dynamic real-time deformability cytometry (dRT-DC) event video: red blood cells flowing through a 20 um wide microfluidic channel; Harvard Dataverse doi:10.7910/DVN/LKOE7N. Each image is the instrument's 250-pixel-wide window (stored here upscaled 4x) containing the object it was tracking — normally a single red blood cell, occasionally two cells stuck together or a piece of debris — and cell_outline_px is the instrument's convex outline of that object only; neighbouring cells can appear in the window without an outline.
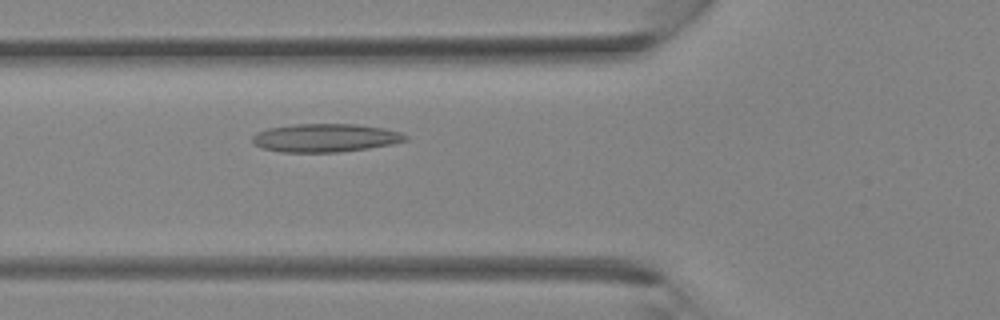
{"species": "Egyptian fruit bat (a non-hibernating species)", "species_latin": "Rousettus aegyptiacus", "temperature_condition": "room temperature", "stored_images_in_passage": 35, "camera_frame_rate_fps": 3000, "um_per_image_px": 0.085, "animal": {"sex": "female"}, "frame": {"image": 1, "passage_image": 12, "time_ms": 3.667, "image_size_px": [1000, 320], "cell_outline_px": [[408, 140], [392, 144], [368, 148], [340, 152], [280, 152], [260, 148], [252, 144], [252, 136], [256, 132], [268, 128], [296, 124], [356, 124], [384, 128], [400, 132], [408, 136]], "centroid_in_image_um": [27.62, 11.72], "position_along_channel_um": 98.2, "area_um2": 25.43}}
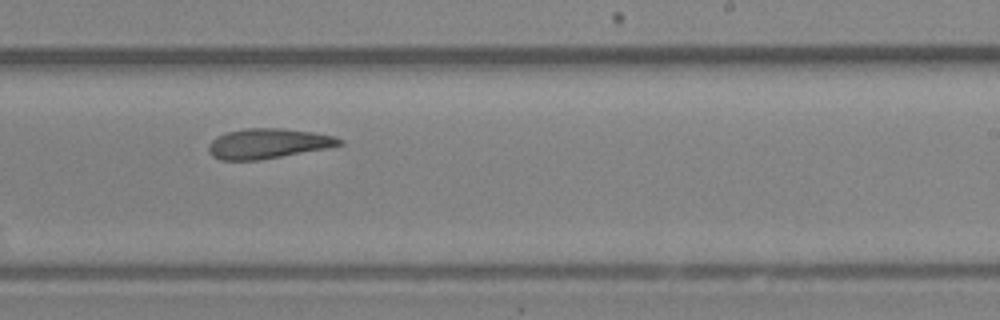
{"frame": {"image": 2, "passage_image": 21, "time_ms": 6.667, "image_size_px": [1000, 320], "cell_outline_px": [[344, 144], [328, 148], [256, 160], [220, 160], [212, 156], [208, 152], [208, 144], [216, 136], [224, 132], [244, 128], [280, 128], [312, 132], [332, 136], [344, 140]], "centroid_in_image_um": [22.73, 12.19], "position_along_channel_um": 266.3, "area_um2": 22.89}}
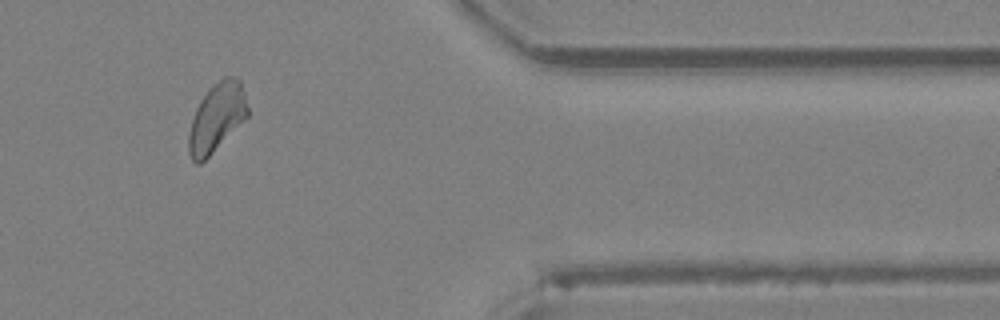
{"frame": {"image": 3, "passage_image": 29, "time_ms": 9.333, "image_size_px": [1000, 320], "cell_outline_px": [[248, 116], [200, 164], [196, 164], [192, 160], [188, 152], [188, 136], [192, 120], [196, 108], [200, 100], [212, 84], [224, 76], [236, 76], [240, 80], [244, 92], [248, 108]], "centroid_in_image_um": [18.41, 9.95], "position_along_channel_um": 393.0, "area_um2": 23.35}}